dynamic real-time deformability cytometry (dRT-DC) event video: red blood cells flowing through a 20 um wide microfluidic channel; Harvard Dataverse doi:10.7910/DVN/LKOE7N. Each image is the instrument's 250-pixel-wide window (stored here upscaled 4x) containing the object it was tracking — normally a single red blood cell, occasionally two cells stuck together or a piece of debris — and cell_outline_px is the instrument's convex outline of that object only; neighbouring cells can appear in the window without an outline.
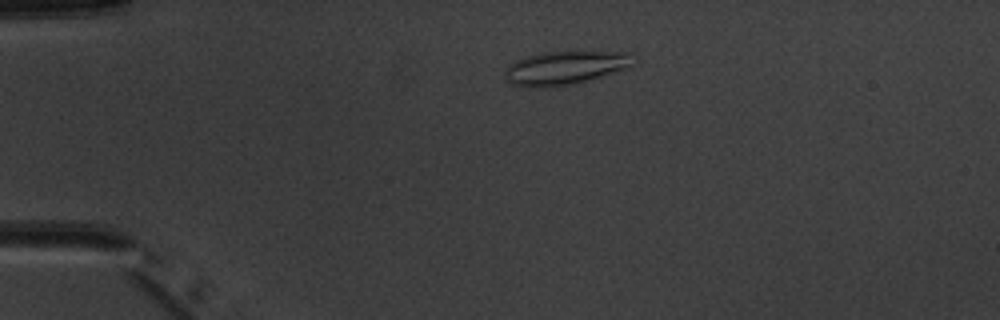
{"species": "common noctule bat (a hibernating species)", "species_latin": "Nyctalus noctula", "temperature_condition": "warm", "stored_images_in_passage": 3, "camera_frame_rate_fps": 3000, "um_per_image_px": 0.085, "animal": {"sex": "male", "body_mass_g": 20.1, "forearm_length_mm": 53.5}, "frame": {"image": 1, "passage_image": 2, "time_ms": 1.0, "image_size_px": [1000, 320], "cell_outline_px": [[632, 64], [628, 68], [584, 80], [568, 84], [544, 88], [536, 88], [512, 84], [504, 76], [504, 72], [508, 64], [516, 60], [528, 56], [544, 52], [632, 52]], "centroid_in_image_um": [47.98, 5.76], "position_along_channel_um": 37.0, "area_um2": 24.57}}